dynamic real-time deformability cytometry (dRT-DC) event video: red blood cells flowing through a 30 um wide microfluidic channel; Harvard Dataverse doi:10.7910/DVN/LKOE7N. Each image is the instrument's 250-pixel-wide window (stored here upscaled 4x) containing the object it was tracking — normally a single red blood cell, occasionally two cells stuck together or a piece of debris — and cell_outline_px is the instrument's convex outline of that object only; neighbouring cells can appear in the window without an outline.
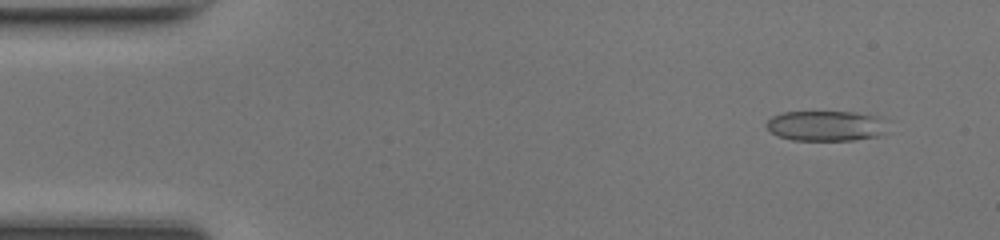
{"species": "common noctule bat (a hibernating species)", "species_latin": "Nyctalus noctula", "temperature_condition": "room temperature", "stored_images_in_passage": 48, "camera_frame_rate_fps": 3000, "um_per_image_px": 0.085, "animal": {"sex": "female", "body_mass_g": 17.0, "forearm_length_mm": 48.0}, "frame": {"image": 1, "passage_image": 4, "time_ms": 1.0, "image_size_px": [1000, 240], "cell_outline_px": [[892, 132], [880, 136], [852, 140], [792, 140], [780, 136], [772, 132], [764, 124], [772, 116], [784, 112], [856, 112], [880, 116]], "centroid_in_image_um": [70.3, 10.7], "position_along_channel_um": 14.7, "area_um2": 21.73}}
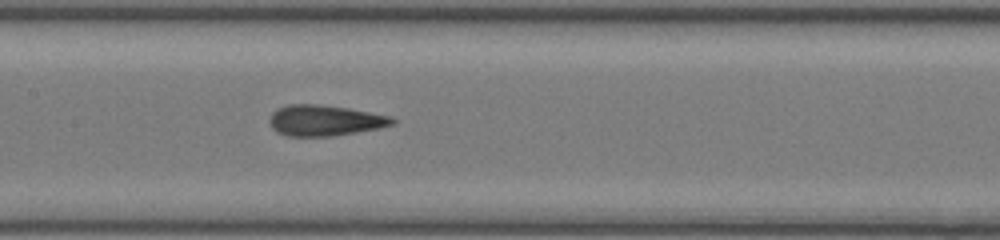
{"frame": {"image": 2, "passage_image": 23, "time_ms": 7.333, "image_size_px": [1000, 240], "cell_outline_px": [[396, 124], [380, 128], [332, 136], [288, 136], [276, 132], [272, 128], [268, 120], [272, 112], [276, 108], [288, 104], [320, 104], [348, 108], [392, 116], [396, 120]], "centroid_in_image_um": [27.6, 10.23], "position_along_channel_um": 179.8, "area_um2": 22.31}}
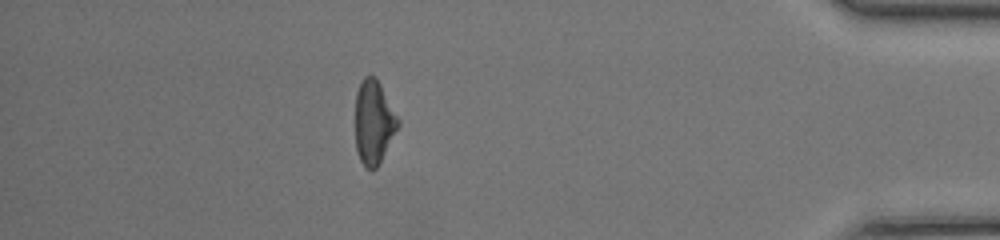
{"frame": {"image": 3, "passage_image": 42, "time_ms": 13.667, "image_size_px": [1000, 240], "cell_outline_px": [[400, 124], [380, 164], [372, 172], [364, 168], [356, 152], [356, 92], [364, 76], [376, 76], [400, 120]], "centroid_in_image_um": [31.78, 10.44], "position_along_channel_um": 403.4, "area_um2": 21.15}, "authors_computed_cell_mechanics": {"area_um2": 21.675, "velocity_mm_per_s": 4.3367, "shape_relaxation_time_tau1_ms": null, "shape_relaxation_time_tau2_ms": 1.4621, "deformation_change_tau1": null, "deformation_change_tau2": 0.0874}}